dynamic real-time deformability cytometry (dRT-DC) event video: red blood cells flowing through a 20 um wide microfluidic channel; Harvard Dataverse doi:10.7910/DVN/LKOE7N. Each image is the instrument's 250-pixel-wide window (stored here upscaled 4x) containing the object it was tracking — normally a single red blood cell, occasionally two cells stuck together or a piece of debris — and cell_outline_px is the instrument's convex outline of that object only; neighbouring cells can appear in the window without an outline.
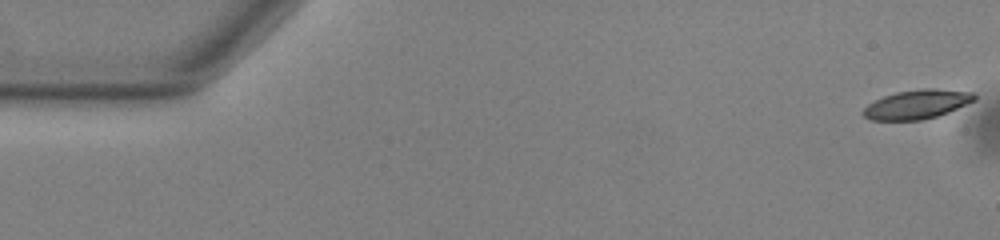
{"species": "common noctule bat (a hibernating species)", "species_latin": "Nyctalus noctula", "temperature_condition": "warm", "stored_images_in_passage": 54, "camera_frame_rate_fps": 3000, "um_per_image_px": 0.085, "animal": {"sex": "male", "body_mass_g": 13.0, "forearm_length_mm": 53.1}, "frame": {"image": 1, "passage_image": 1, "time_ms": 0.0, "image_size_px": [1000, 240], "cell_outline_px": [[976, 100], [948, 112], [936, 116], [920, 120], [872, 120], [864, 116], [860, 112], [868, 104], [884, 96], [896, 92], [920, 88], [936, 88], [972, 92], [976, 96]], "centroid_in_image_um": [77.94, 8.86], "position_along_channel_um": 7.1, "area_um2": 18.84}}
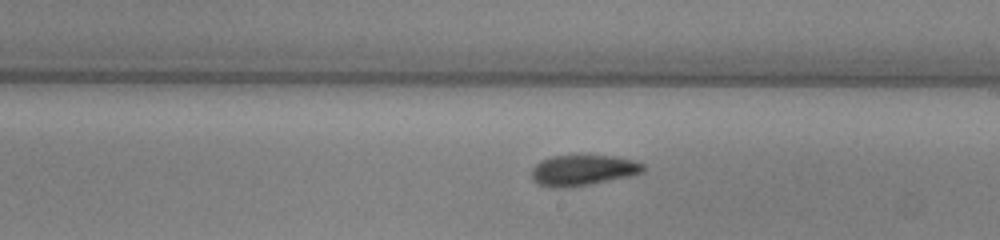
{"frame": {"image": 2, "passage_image": 31, "time_ms": 10.0, "image_size_px": [1000, 240], "cell_outline_px": [[644, 172], [628, 176], [588, 184], [564, 188], [556, 188], [540, 184], [532, 180], [532, 168], [540, 160], [552, 156], [612, 156], [632, 160], [644, 164]], "centroid_in_image_um": [49.52, 14.47], "position_along_channel_um": 239.5, "area_um2": 19.59}}
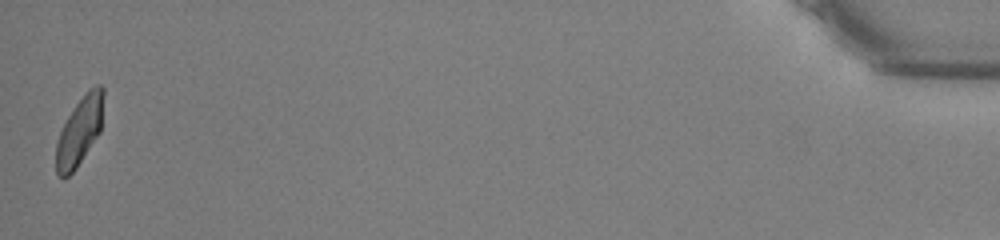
{"frame": {"image": 3, "passage_image": 54, "time_ms": 17.667, "image_size_px": [1000, 240], "cell_outline_px": [[104, 96], [100, 132], [76, 168], [68, 176], [60, 176], [56, 172], [56, 144], [60, 132], [68, 116], [76, 104], [88, 88], [96, 84], [100, 84], [104, 88]], "centroid_in_image_um": [6.78, 11.09], "position_along_channel_um": 428.4, "area_um2": 18.73}, "authors_computed_cell_mechanics": {"area_um2": 19.652, "velocity_mm_per_s": 3.7723, "shape_relaxation_time_tau1_ms": 6.063, "shape_relaxation_time_tau2_ms": 2.8953, "deformation_change_tau1": 0.1707, "deformation_change_tau2": 0.0902}}